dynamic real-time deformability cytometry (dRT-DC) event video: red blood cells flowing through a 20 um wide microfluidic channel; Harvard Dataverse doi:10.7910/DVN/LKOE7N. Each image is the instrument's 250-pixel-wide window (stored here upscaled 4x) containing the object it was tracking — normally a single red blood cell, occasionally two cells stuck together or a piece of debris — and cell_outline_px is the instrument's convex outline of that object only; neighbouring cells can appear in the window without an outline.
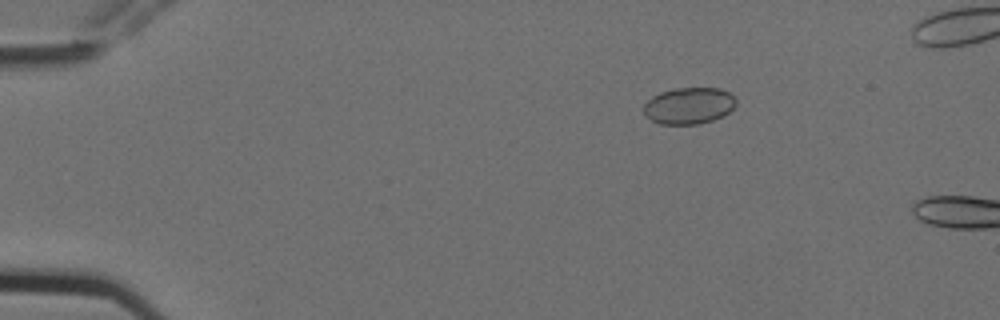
{"species": "Egyptian fruit bat (a non-hibernating species)", "species_latin": "Rousettus aegyptiacus", "temperature_condition": "cold", "stored_images_in_passage": 3, "camera_frame_rate_fps": 3000, "um_per_image_px": 0.085, "animal": {"sex": "female"}, "frame": {"image": 1, "passage_image": 1, "time_ms": 0.0, "image_size_px": [1000, 320], "cell_outline_px": [[736, 104], [724, 116], [700, 124], [660, 124], [652, 120], [644, 112], [644, 104], [652, 96], [660, 92], [672, 88], [720, 88], [728, 92], [736, 100]], "centroid_in_image_um": [58.56, 8.98], "position_along_channel_um": 26.4, "area_um2": 19.65}}